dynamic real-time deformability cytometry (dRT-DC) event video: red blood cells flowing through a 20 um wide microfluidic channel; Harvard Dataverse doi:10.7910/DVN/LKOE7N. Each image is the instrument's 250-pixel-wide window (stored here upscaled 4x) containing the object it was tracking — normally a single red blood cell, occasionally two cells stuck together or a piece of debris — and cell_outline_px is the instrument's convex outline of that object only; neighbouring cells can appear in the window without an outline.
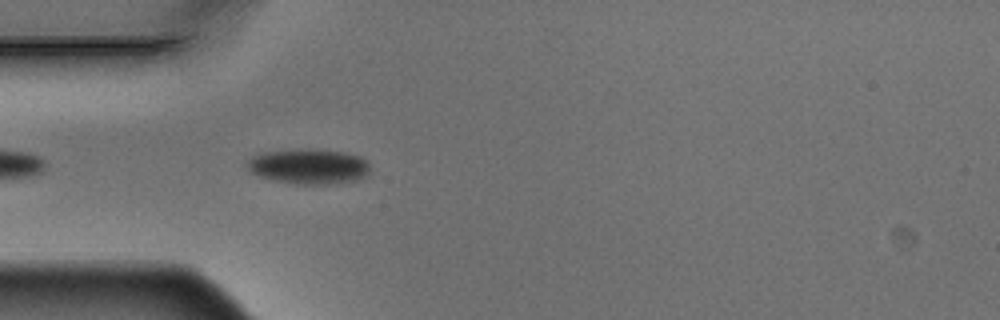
{"species": "Egyptian fruit bat (a non-hibernating species)", "species_latin": "Rousettus aegyptiacus", "temperature_condition": "warm", "stored_images_in_passage": 4, "camera_frame_rate_fps": 3000, "um_per_image_px": 0.085, "animal": {"sex": "male"}, "frame": {"image": 1, "passage_image": 4, "time_ms": 1.0, "image_size_px": [1000, 320], "cell_outline_px": [[368, 176], [356, 180], [328, 184], [296, 184], [272, 180], [260, 176], [252, 172], [248, 168], [248, 160], [252, 156], [260, 152], [300, 148], [304, 148], [344, 152], [360, 156], [368, 164]], "centroid_in_image_um": [26.22, 14.13], "position_along_channel_um": 58.8, "area_um2": 25.26}}